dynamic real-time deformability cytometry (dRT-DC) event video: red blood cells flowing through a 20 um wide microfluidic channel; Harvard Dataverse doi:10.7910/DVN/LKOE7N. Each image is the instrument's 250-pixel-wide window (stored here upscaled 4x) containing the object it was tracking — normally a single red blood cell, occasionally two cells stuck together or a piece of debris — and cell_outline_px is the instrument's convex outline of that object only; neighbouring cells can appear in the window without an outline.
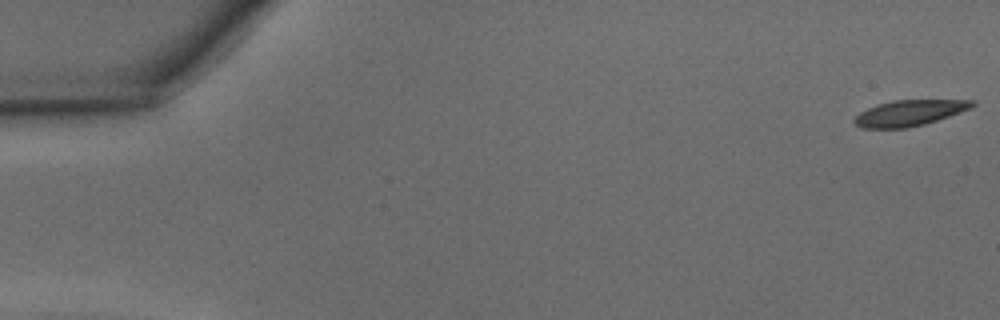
{"species": "common noctule bat (a hibernating species)", "species_latin": "Nyctalus noctula", "temperature_condition": "warm", "stored_images_in_passage": 42, "camera_frame_rate_fps": 3000, "um_per_image_px": 0.085, "animal": {"sex": "male", "body_mass_g": 15.6}, "frame": {"image": 1, "passage_image": 1, "time_ms": 0.0, "image_size_px": [1000, 320], "cell_outline_px": [[976, 104], [972, 108], [924, 124], [904, 128], [860, 128], [852, 120], [860, 112], [876, 104], [892, 100], [976, 100]], "centroid_in_image_um": [77.29, 9.59], "position_along_channel_um": 7.7, "area_um2": 17.69}}
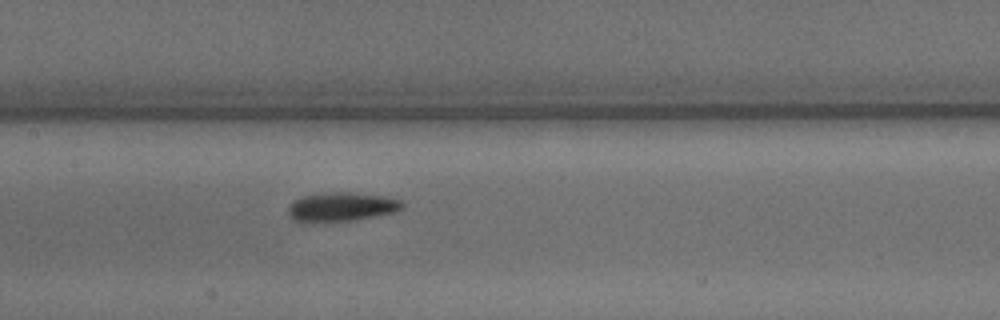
{"frame": {"image": 2, "passage_image": 23, "time_ms": 7.333, "image_size_px": [1000, 320], "cell_outline_px": [[404, 208], [396, 212], [356, 220], [312, 224], [300, 224], [292, 220], [288, 212], [288, 208], [292, 200], [304, 196], [332, 192], [348, 192], [384, 196], [400, 200], [404, 204]], "centroid_in_image_um": [28.97, 17.63], "position_along_channel_um": 178.4, "area_um2": 19.94}}
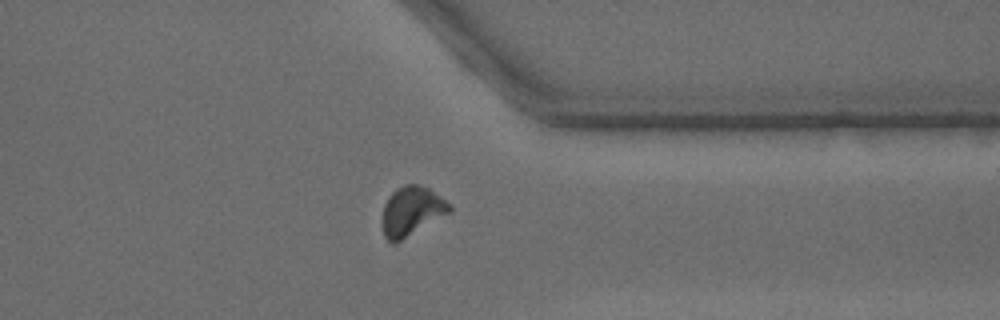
{"frame": {"image": 3, "passage_image": 37, "time_ms": 12.0, "image_size_px": [1000, 320], "cell_outline_px": [[452, 212], [400, 240], [392, 244], [384, 236], [384, 204], [388, 196], [396, 188], [404, 184], [416, 184], [428, 188], [452, 204]], "centroid_in_image_um": [35.03, 17.92], "position_along_channel_um": 376.4, "area_um2": 19.07}}